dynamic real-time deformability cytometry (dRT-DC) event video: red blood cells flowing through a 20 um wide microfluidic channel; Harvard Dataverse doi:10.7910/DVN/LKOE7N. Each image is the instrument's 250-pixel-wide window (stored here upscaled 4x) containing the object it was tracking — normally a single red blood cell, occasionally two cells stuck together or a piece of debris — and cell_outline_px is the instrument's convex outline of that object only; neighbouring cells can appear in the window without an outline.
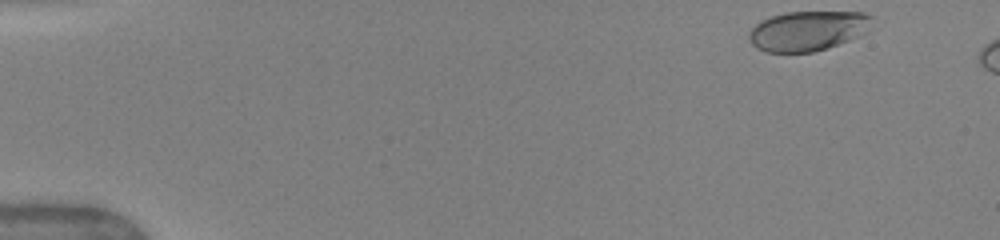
{"species": "human", "species_latin": "Homo sapiens", "temperature_condition": "warm", "stored_images_in_passage": 78, "camera_frame_rate_fps": 3000, "um_per_image_px": 0.085, "donor": {"sex": "female"}, "frame": {"image": 1, "passage_image": 1, "time_ms": 0.0, "image_size_px": [1000, 240], "cell_outline_px": [[872, 16], [868, 32], [848, 40], [812, 52], [764, 52], [756, 48], [748, 40], [748, 32], [760, 20], [772, 16], [788, 12], [864, 12]], "centroid_in_image_um": [68.62, 2.61], "position_along_channel_um": 16.4, "area_um2": 28.5}}
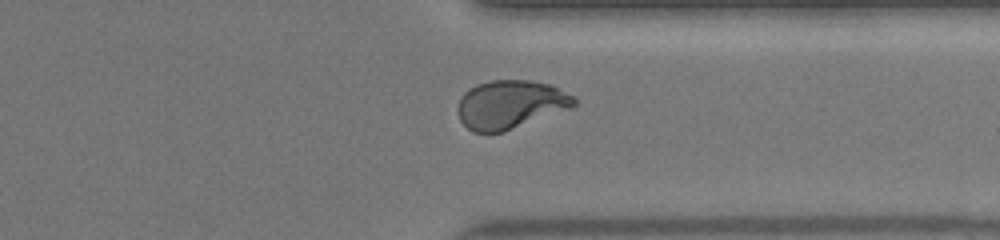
{"frame": {"image": 2, "passage_image": 65, "time_ms": 12.0, "image_size_px": [1000, 240], "cell_outline_px": [[580, 104], [572, 108], [504, 132], [472, 132], [460, 120], [456, 112], [456, 108], [460, 96], [464, 92], [476, 84], [488, 80], [532, 80], [548, 84], [572, 96]], "centroid_in_image_um": [43.35, 8.88], "position_along_channel_um": 368.0, "area_um2": 33.18}}
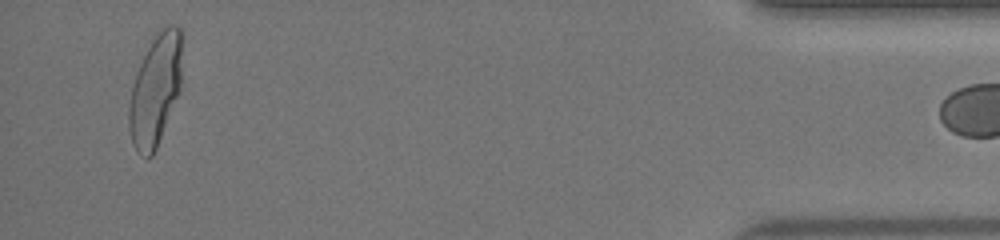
{"frame": {"image": 3, "passage_image": 77, "time_ms": 15.0, "image_size_px": [1000, 240], "cell_outline_px": [[180, 88], [156, 148], [152, 156], [148, 156], [136, 148], [132, 144], [128, 128], [128, 108], [132, 88], [140, 64], [148, 48], [156, 36], [168, 24], [176, 24], [180, 28]], "centroid_in_image_um": [13.18, 7.66], "position_along_channel_um": 422.0, "area_um2": 33.06}}